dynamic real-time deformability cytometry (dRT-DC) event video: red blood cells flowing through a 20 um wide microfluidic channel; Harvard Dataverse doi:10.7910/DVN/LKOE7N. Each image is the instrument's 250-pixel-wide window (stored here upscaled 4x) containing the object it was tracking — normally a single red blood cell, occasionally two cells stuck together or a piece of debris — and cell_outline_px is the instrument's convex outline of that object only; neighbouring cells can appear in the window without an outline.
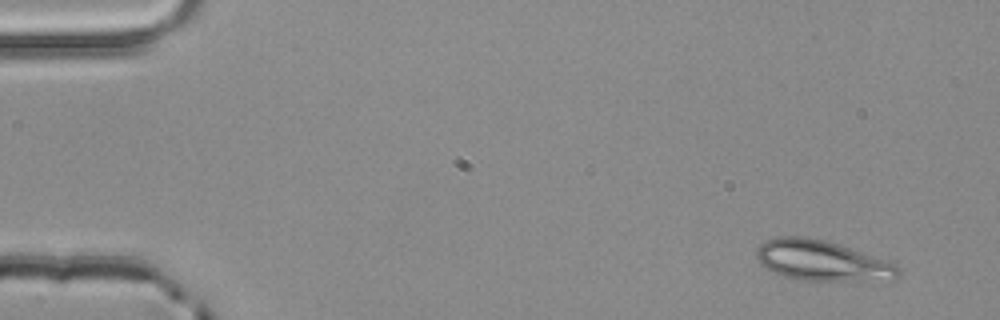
{"species": "common noctule bat (a hibernating species)", "species_latin": "Nyctalus noctula", "temperature_condition": "room temperature", "stored_images_in_passage": 3, "camera_frame_rate_fps": 3000, "um_per_image_px": 0.085, "animal": {"sex": "male", "body_mass_g": 20.4}, "frame": {"image": 1, "passage_image": 1, "time_ms": 0.0, "image_size_px": [1000, 320], "cell_outline_px": [[900, 276], [896, 280], [800, 280], [784, 276], [764, 268], [760, 264], [756, 256], [756, 248], [764, 240], [776, 236], [804, 236], [824, 240], [840, 244], [888, 260], [896, 264], [900, 268]], "centroid_in_image_um": [69.88, 22.14], "position_along_channel_um": 15.1, "area_um2": 33.81}}